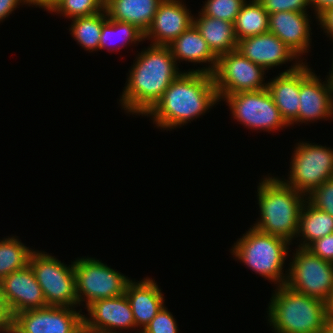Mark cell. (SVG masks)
Here are the masks:
<instances>
[{
    "instance_id": "30",
    "label": "cell",
    "mask_w": 333,
    "mask_h": 333,
    "mask_svg": "<svg viewBox=\"0 0 333 333\" xmlns=\"http://www.w3.org/2000/svg\"><path fill=\"white\" fill-rule=\"evenodd\" d=\"M246 0H207L200 12L208 17L234 23Z\"/></svg>"
},
{
    "instance_id": "31",
    "label": "cell",
    "mask_w": 333,
    "mask_h": 333,
    "mask_svg": "<svg viewBox=\"0 0 333 333\" xmlns=\"http://www.w3.org/2000/svg\"><path fill=\"white\" fill-rule=\"evenodd\" d=\"M307 200L317 207L333 216V177L314 189Z\"/></svg>"
},
{
    "instance_id": "40",
    "label": "cell",
    "mask_w": 333,
    "mask_h": 333,
    "mask_svg": "<svg viewBox=\"0 0 333 333\" xmlns=\"http://www.w3.org/2000/svg\"><path fill=\"white\" fill-rule=\"evenodd\" d=\"M327 317L333 319V291L326 302Z\"/></svg>"
},
{
    "instance_id": "17",
    "label": "cell",
    "mask_w": 333,
    "mask_h": 333,
    "mask_svg": "<svg viewBox=\"0 0 333 333\" xmlns=\"http://www.w3.org/2000/svg\"><path fill=\"white\" fill-rule=\"evenodd\" d=\"M86 308L90 317L84 314L83 321L89 327L114 332L117 329L135 328L133 312L126 294L93 301Z\"/></svg>"
},
{
    "instance_id": "2",
    "label": "cell",
    "mask_w": 333,
    "mask_h": 333,
    "mask_svg": "<svg viewBox=\"0 0 333 333\" xmlns=\"http://www.w3.org/2000/svg\"><path fill=\"white\" fill-rule=\"evenodd\" d=\"M219 101L211 74L185 71L145 116L153 117L157 128L170 130L199 118Z\"/></svg>"
},
{
    "instance_id": "35",
    "label": "cell",
    "mask_w": 333,
    "mask_h": 333,
    "mask_svg": "<svg viewBox=\"0 0 333 333\" xmlns=\"http://www.w3.org/2000/svg\"><path fill=\"white\" fill-rule=\"evenodd\" d=\"M13 315L6 303L0 285V333H8L12 329Z\"/></svg>"
},
{
    "instance_id": "19",
    "label": "cell",
    "mask_w": 333,
    "mask_h": 333,
    "mask_svg": "<svg viewBox=\"0 0 333 333\" xmlns=\"http://www.w3.org/2000/svg\"><path fill=\"white\" fill-rule=\"evenodd\" d=\"M125 294L133 312L135 329L142 331L164 306V295L152 278L141 281H130Z\"/></svg>"
},
{
    "instance_id": "44",
    "label": "cell",
    "mask_w": 333,
    "mask_h": 333,
    "mask_svg": "<svg viewBox=\"0 0 333 333\" xmlns=\"http://www.w3.org/2000/svg\"><path fill=\"white\" fill-rule=\"evenodd\" d=\"M333 60V59H332ZM332 70L329 72L330 73V75H331V77H332V80H333V62H332Z\"/></svg>"
},
{
    "instance_id": "29",
    "label": "cell",
    "mask_w": 333,
    "mask_h": 333,
    "mask_svg": "<svg viewBox=\"0 0 333 333\" xmlns=\"http://www.w3.org/2000/svg\"><path fill=\"white\" fill-rule=\"evenodd\" d=\"M105 10V0H59L49 12H55L64 17L74 19L76 17L90 16Z\"/></svg>"
},
{
    "instance_id": "42",
    "label": "cell",
    "mask_w": 333,
    "mask_h": 333,
    "mask_svg": "<svg viewBox=\"0 0 333 333\" xmlns=\"http://www.w3.org/2000/svg\"><path fill=\"white\" fill-rule=\"evenodd\" d=\"M321 333H333V319L327 318L321 330Z\"/></svg>"
},
{
    "instance_id": "12",
    "label": "cell",
    "mask_w": 333,
    "mask_h": 333,
    "mask_svg": "<svg viewBox=\"0 0 333 333\" xmlns=\"http://www.w3.org/2000/svg\"><path fill=\"white\" fill-rule=\"evenodd\" d=\"M75 308L46 306L13 315L14 333H79L84 315Z\"/></svg>"
},
{
    "instance_id": "32",
    "label": "cell",
    "mask_w": 333,
    "mask_h": 333,
    "mask_svg": "<svg viewBox=\"0 0 333 333\" xmlns=\"http://www.w3.org/2000/svg\"><path fill=\"white\" fill-rule=\"evenodd\" d=\"M173 317L164 305L140 333H179Z\"/></svg>"
},
{
    "instance_id": "28",
    "label": "cell",
    "mask_w": 333,
    "mask_h": 333,
    "mask_svg": "<svg viewBox=\"0 0 333 333\" xmlns=\"http://www.w3.org/2000/svg\"><path fill=\"white\" fill-rule=\"evenodd\" d=\"M116 39H121L119 40L121 41V47H125V45L130 43L136 44L145 40V33L133 24L108 18L103 23L99 41V49L103 50L106 47L111 46V44L116 41Z\"/></svg>"
},
{
    "instance_id": "39",
    "label": "cell",
    "mask_w": 333,
    "mask_h": 333,
    "mask_svg": "<svg viewBox=\"0 0 333 333\" xmlns=\"http://www.w3.org/2000/svg\"><path fill=\"white\" fill-rule=\"evenodd\" d=\"M79 333H119V331L114 332V331H105V330L94 329L92 327L87 326L83 322V324L80 327Z\"/></svg>"
},
{
    "instance_id": "1",
    "label": "cell",
    "mask_w": 333,
    "mask_h": 333,
    "mask_svg": "<svg viewBox=\"0 0 333 333\" xmlns=\"http://www.w3.org/2000/svg\"><path fill=\"white\" fill-rule=\"evenodd\" d=\"M119 100L127 113L145 116L183 71L168 46H148L137 54Z\"/></svg>"
},
{
    "instance_id": "6",
    "label": "cell",
    "mask_w": 333,
    "mask_h": 333,
    "mask_svg": "<svg viewBox=\"0 0 333 333\" xmlns=\"http://www.w3.org/2000/svg\"><path fill=\"white\" fill-rule=\"evenodd\" d=\"M67 266L49 253L34 250L29 258L47 306L75 308L78 305L74 261Z\"/></svg>"
},
{
    "instance_id": "24",
    "label": "cell",
    "mask_w": 333,
    "mask_h": 333,
    "mask_svg": "<svg viewBox=\"0 0 333 333\" xmlns=\"http://www.w3.org/2000/svg\"><path fill=\"white\" fill-rule=\"evenodd\" d=\"M332 233L333 216L318 209L306 200L300 213L299 229L296 238L302 237V239L297 247L307 248L311 243Z\"/></svg>"
},
{
    "instance_id": "33",
    "label": "cell",
    "mask_w": 333,
    "mask_h": 333,
    "mask_svg": "<svg viewBox=\"0 0 333 333\" xmlns=\"http://www.w3.org/2000/svg\"><path fill=\"white\" fill-rule=\"evenodd\" d=\"M268 14L280 11L307 12V0H258ZM307 6V7H306Z\"/></svg>"
},
{
    "instance_id": "27",
    "label": "cell",
    "mask_w": 333,
    "mask_h": 333,
    "mask_svg": "<svg viewBox=\"0 0 333 333\" xmlns=\"http://www.w3.org/2000/svg\"><path fill=\"white\" fill-rule=\"evenodd\" d=\"M33 251L17 236L0 240V281L13 271L25 268Z\"/></svg>"
},
{
    "instance_id": "8",
    "label": "cell",
    "mask_w": 333,
    "mask_h": 333,
    "mask_svg": "<svg viewBox=\"0 0 333 333\" xmlns=\"http://www.w3.org/2000/svg\"><path fill=\"white\" fill-rule=\"evenodd\" d=\"M74 271L78 305L84 301V308L93 301L124 295L131 281L102 261L90 257L76 259Z\"/></svg>"
},
{
    "instance_id": "26",
    "label": "cell",
    "mask_w": 333,
    "mask_h": 333,
    "mask_svg": "<svg viewBox=\"0 0 333 333\" xmlns=\"http://www.w3.org/2000/svg\"><path fill=\"white\" fill-rule=\"evenodd\" d=\"M107 19L108 15L105 10L90 16L71 19L70 34L85 51H98L101 30Z\"/></svg>"
},
{
    "instance_id": "3",
    "label": "cell",
    "mask_w": 333,
    "mask_h": 333,
    "mask_svg": "<svg viewBox=\"0 0 333 333\" xmlns=\"http://www.w3.org/2000/svg\"><path fill=\"white\" fill-rule=\"evenodd\" d=\"M257 186L260 218L252 227L286 239H296L300 213L307 196L287 186L280 178L263 177Z\"/></svg>"
},
{
    "instance_id": "11",
    "label": "cell",
    "mask_w": 333,
    "mask_h": 333,
    "mask_svg": "<svg viewBox=\"0 0 333 333\" xmlns=\"http://www.w3.org/2000/svg\"><path fill=\"white\" fill-rule=\"evenodd\" d=\"M223 99L227 101L233 118L250 130H264L269 133L289 126L267 88L226 95Z\"/></svg>"
},
{
    "instance_id": "15",
    "label": "cell",
    "mask_w": 333,
    "mask_h": 333,
    "mask_svg": "<svg viewBox=\"0 0 333 333\" xmlns=\"http://www.w3.org/2000/svg\"><path fill=\"white\" fill-rule=\"evenodd\" d=\"M182 0H163L145 33L151 45L168 46L193 25L194 16ZM153 39V40H152Z\"/></svg>"
},
{
    "instance_id": "10",
    "label": "cell",
    "mask_w": 333,
    "mask_h": 333,
    "mask_svg": "<svg viewBox=\"0 0 333 333\" xmlns=\"http://www.w3.org/2000/svg\"><path fill=\"white\" fill-rule=\"evenodd\" d=\"M265 71L237 49L221 55L212 74L219 100L223 101L226 95L267 88Z\"/></svg>"
},
{
    "instance_id": "9",
    "label": "cell",
    "mask_w": 333,
    "mask_h": 333,
    "mask_svg": "<svg viewBox=\"0 0 333 333\" xmlns=\"http://www.w3.org/2000/svg\"><path fill=\"white\" fill-rule=\"evenodd\" d=\"M292 258L285 285L326 303L333 291V263L300 247Z\"/></svg>"
},
{
    "instance_id": "18",
    "label": "cell",
    "mask_w": 333,
    "mask_h": 333,
    "mask_svg": "<svg viewBox=\"0 0 333 333\" xmlns=\"http://www.w3.org/2000/svg\"><path fill=\"white\" fill-rule=\"evenodd\" d=\"M307 13L280 11L269 14L268 32L281 39L299 58L308 53L311 46V21Z\"/></svg>"
},
{
    "instance_id": "20",
    "label": "cell",
    "mask_w": 333,
    "mask_h": 333,
    "mask_svg": "<svg viewBox=\"0 0 333 333\" xmlns=\"http://www.w3.org/2000/svg\"><path fill=\"white\" fill-rule=\"evenodd\" d=\"M294 63L291 68L281 72L268 81L267 89L273 97L274 103L282 118L290 126L298 123L300 107V65Z\"/></svg>"
},
{
    "instance_id": "34",
    "label": "cell",
    "mask_w": 333,
    "mask_h": 333,
    "mask_svg": "<svg viewBox=\"0 0 333 333\" xmlns=\"http://www.w3.org/2000/svg\"><path fill=\"white\" fill-rule=\"evenodd\" d=\"M306 249L317 257L333 263V233L316 240Z\"/></svg>"
},
{
    "instance_id": "37",
    "label": "cell",
    "mask_w": 333,
    "mask_h": 333,
    "mask_svg": "<svg viewBox=\"0 0 333 333\" xmlns=\"http://www.w3.org/2000/svg\"><path fill=\"white\" fill-rule=\"evenodd\" d=\"M20 4H27L25 0H0V22L5 20Z\"/></svg>"
},
{
    "instance_id": "43",
    "label": "cell",
    "mask_w": 333,
    "mask_h": 333,
    "mask_svg": "<svg viewBox=\"0 0 333 333\" xmlns=\"http://www.w3.org/2000/svg\"><path fill=\"white\" fill-rule=\"evenodd\" d=\"M28 3V6H38L43 0H25Z\"/></svg>"
},
{
    "instance_id": "36",
    "label": "cell",
    "mask_w": 333,
    "mask_h": 333,
    "mask_svg": "<svg viewBox=\"0 0 333 333\" xmlns=\"http://www.w3.org/2000/svg\"><path fill=\"white\" fill-rule=\"evenodd\" d=\"M320 27L333 40V8L325 10L318 18Z\"/></svg>"
},
{
    "instance_id": "4",
    "label": "cell",
    "mask_w": 333,
    "mask_h": 333,
    "mask_svg": "<svg viewBox=\"0 0 333 333\" xmlns=\"http://www.w3.org/2000/svg\"><path fill=\"white\" fill-rule=\"evenodd\" d=\"M268 304V321L275 333H321L327 320L326 303L294 291L285 284L276 286Z\"/></svg>"
},
{
    "instance_id": "7",
    "label": "cell",
    "mask_w": 333,
    "mask_h": 333,
    "mask_svg": "<svg viewBox=\"0 0 333 333\" xmlns=\"http://www.w3.org/2000/svg\"><path fill=\"white\" fill-rule=\"evenodd\" d=\"M295 147L290 162L289 179L282 178V181L308 196L333 177V149L308 142H299Z\"/></svg>"
},
{
    "instance_id": "16",
    "label": "cell",
    "mask_w": 333,
    "mask_h": 333,
    "mask_svg": "<svg viewBox=\"0 0 333 333\" xmlns=\"http://www.w3.org/2000/svg\"><path fill=\"white\" fill-rule=\"evenodd\" d=\"M237 50L265 70L293 60L303 63L281 39L270 32L239 40Z\"/></svg>"
},
{
    "instance_id": "13",
    "label": "cell",
    "mask_w": 333,
    "mask_h": 333,
    "mask_svg": "<svg viewBox=\"0 0 333 333\" xmlns=\"http://www.w3.org/2000/svg\"><path fill=\"white\" fill-rule=\"evenodd\" d=\"M307 63L300 65V107L298 123H308L333 116V80L329 73L322 82Z\"/></svg>"
},
{
    "instance_id": "5",
    "label": "cell",
    "mask_w": 333,
    "mask_h": 333,
    "mask_svg": "<svg viewBox=\"0 0 333 333\" xmlns=\"http://www.w3.org/2000/svg\"><path fill=\"white\" fill-rule=\"evenodd\" d=\"M293 244L278 236L259 231L251 226L246 234L234 243L231 253L235 259L276 286L286 283L287 274L284 263Z\"/></svg>"
},
{
    "instance_id": "25",
    "label": "cell",
    "mask_w": 333,
    "mask_h": 333,
    "mask_svg": "<svg viewBox=\"0 0 333 333\" xmlns=\"http://www.w3.org/2000/svg\"><path fill=\"white\" fill-rule=\"evenodd\" d=\"M269 14L258 0L246 1L234 22L237 41L259 34L267 33Z\"/></svg>"
},
{
    "instance_id": "22",
    "label": "cell",
    "mask_w": 333,
    "mask_h": 333,
    "mask_svg": "<svg viewBox=\"0 0 333 333\" xmlns=\"http://www.w3.org/2000/svg\"><path fill=\"white\" fill-rule=\"evenodd\" d=\"M163 0H105L108 18L127 22L146 33Z\"/></svg>"
},
{
    "instance_id": "14",
    "label": "cell",
    "mask_w": 333,
    "mask_h": 333,
    "mask_svg": "<svg viewBox=\"0 0 333 333\" xmlns=\"http://www.w3.org/2000/svg\"><path fill=\"white\" fill-rule=\"evenodd\" d=\"M0 285L12 315L47 306L41 286L29 264L4 277Z\"/></svg>"
},
{
    "instance_id": "21",
    "label": "cell",
    "mask_w": 333,
    "mask_h": 333,
    "mask_svg": "<svg viewBox=\"0 0 333 333\" xmlns=\"http://www.w3.org/2000/svg\"><path fill=\"white\" fill-rule=\"evenodd\" d=\"M172 56L176 62L188 61L191 63H206L207 67L201 69H192L189 72H202L213 74L216 65L217 57L210 50L207 42L200 35L197 28L192 25L189 29L181 33L171 44L168 45Z\"/></svg>"
},
{
    "instance_id": "23",
    "label": "cell",
    "mask_w": 333,
    "mask_h": 333,
    "mask_svg": "<svg viewBox=\"0 0 333 333\" xmlns=\"http://www.w3.org/2000/svg\"><path fill=\"white\" fill-rule=\"evenodd\" d=\"M198 14V17H194L193 25L217 58L237 49L238 41L234 32V23L208 17L201 12Z\"/></svg>"
},
{
    "instance_id": "38",
    "label": "cell",
    "mask_w": 333,
    "mask_h": 333,
    "mask_svg": "<svg viewBox=\"0 0 333 333\" xmlns=\"http://www.w3.org/2000/svg\"><path fill=\"white\" fill-rule=\"evenodd\" d=\"M309 6H311L316 14V19L328 9L333 8V0H307Z\"/></svg>"
},
{
    "instance_id": "41",
    "label": "cell",
    "mask_w": 333,
    "mask_h": 333,
    "mask_svg": "<svg viewBox=\"0 0 333 333\" xmlns=\"http://www.w3.org/2000/svg\"><path fill=\"white\" fill-rule=\"evenodd\" d=\"M59 0H43L38 7L49 11Z\"/></svg>"
}]
</instances>
